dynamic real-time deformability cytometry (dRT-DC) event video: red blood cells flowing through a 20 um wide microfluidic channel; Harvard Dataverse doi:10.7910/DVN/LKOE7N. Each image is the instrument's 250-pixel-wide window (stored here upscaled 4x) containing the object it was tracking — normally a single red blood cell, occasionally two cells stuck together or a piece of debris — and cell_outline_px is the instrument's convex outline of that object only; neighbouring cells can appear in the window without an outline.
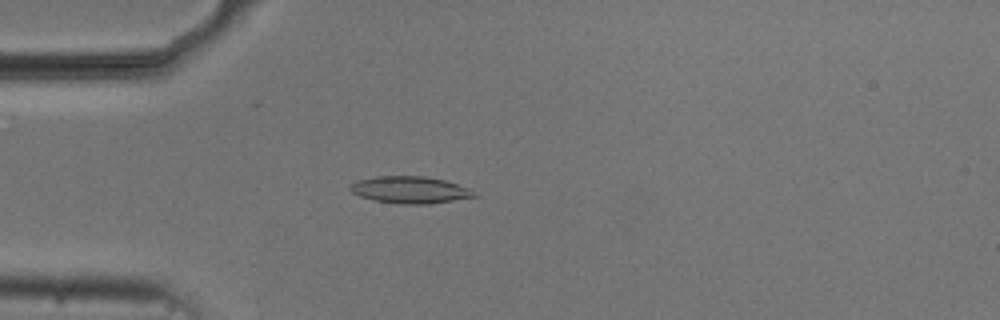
{"species": "common noctule bat (a hibernating species)", "species_latin": "Nyctalus noctula", "temperature_condition": "cold", "stored_images_in_passage": 53, "camera_frame_rate_fps": 3000, "um_per_image_px": 0.085, "animal": {"sex": "male", "body_mass_g": 20.5, "forearm_length_mm": 52.5}, "frame": {"image": 1, "passage_image": 14, "time_ms": 4.333, "image_size_px": [1000, 320], "cell_outline_px": [[480, 196], [428, 204], [400, 204], [372, 200], [360, 196], [352, 192], [348, 188], [352, 184], [360, 180], [376, 176], [424, 176], [444, 180], [468, 188], [476, 192]], "centroid_in_image_um": [34.87, 16.14], "position_along_channel_um": 50.1, "area_um2": 19.42}}
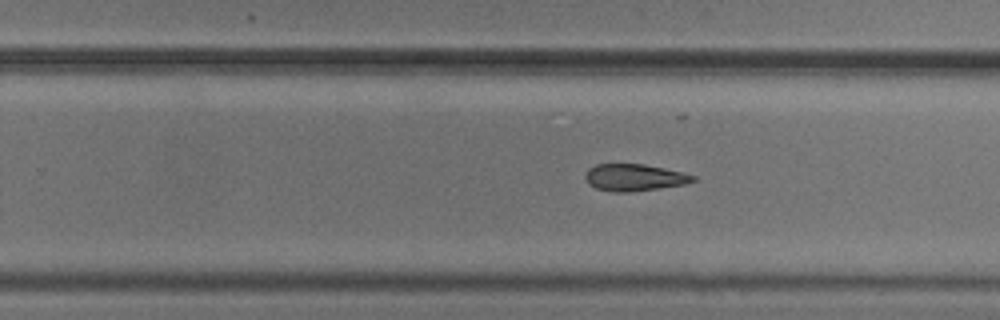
{"frame": {"image": 2, "passage_image": 33, "time_ms": 10.667, "image_size_px": [1000, 320], "cell_outline_px": [[696, 180], [684, 184], [628, 192], [612, 192], [596, 188], [588, 184], [584, 176], [588, 168], [596, 164], [644, 164], [664, 168], [696, 176]], "centroid_in_image_um": [53.86, 15.08], "position_along_channel_um": 275.9, "area_um2": 16.76}}
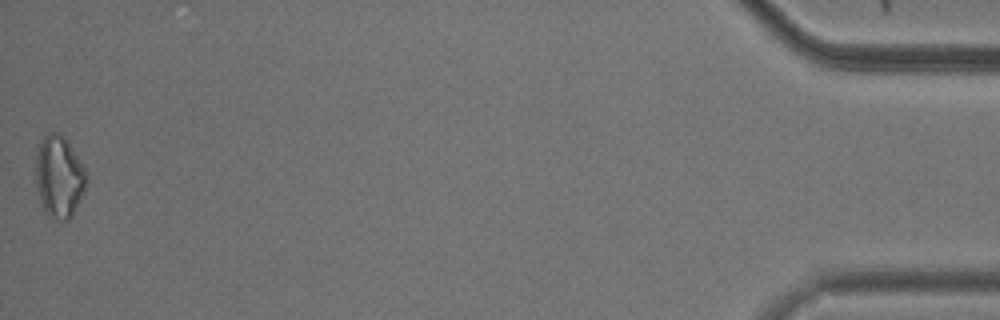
{"frame": {"image": 3, "passage_image": 53, "time_ms": 17.333, "image_size_px": [1000, 320], "cell_outline_px": [[88, 176], [84, 192], [72, 216], [68, 220], [52, 220], [48, 216], [40, 200], [36, 188], [36, 156], [40, 140], [48, 132], [56, 132], [64, 136], [68, 140], [84, 168]], "centroid_in_image_um": [5.02, 15.02], "position_along_channel_um": 430.2, "area_um2": 24.39}}